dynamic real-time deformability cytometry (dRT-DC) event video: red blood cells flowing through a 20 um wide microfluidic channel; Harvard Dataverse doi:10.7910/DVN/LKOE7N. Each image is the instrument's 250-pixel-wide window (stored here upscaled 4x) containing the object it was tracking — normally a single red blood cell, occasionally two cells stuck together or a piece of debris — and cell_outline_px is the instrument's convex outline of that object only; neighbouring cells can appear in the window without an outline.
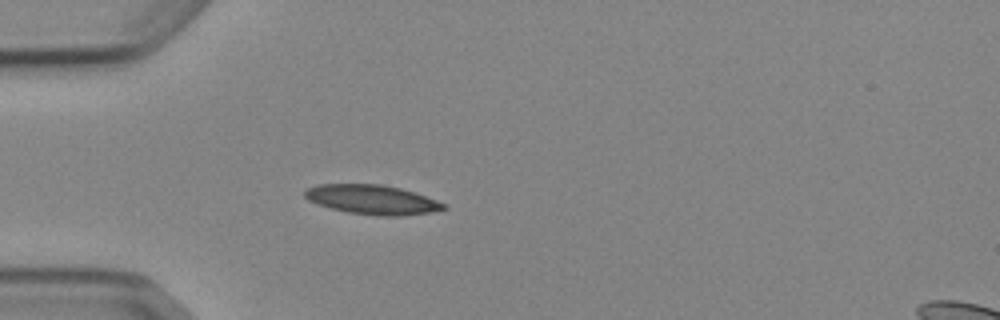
{"species": "Egyptian fruit bat (a non-hibernating species)", "species_latin": "Rousettus aegyptiacus", "temperature_condition": "cold", "stored_images_in_passage": 4, "camera_frame_rate_fps": 3000, "um_per_image_px": 0.085, "animal": {"sex": "female"}, "frame": {"image": 1, "passage_image": 4, "time_ms": 3.667, "image_size_px": [1000, 320], "cell_outline_px": [[448, 208], [432, 212], [400, 216], [380, 216], [348, 212], [316, 204], [308, 200], [304, 196], [304, 188], [316, 184], [380, 184], [400, 188], [448, 204]], "centroid_in_image_um": [31.61, 16.96], "position_along_channel_um": 53.4, "area_um2": 23.87}}